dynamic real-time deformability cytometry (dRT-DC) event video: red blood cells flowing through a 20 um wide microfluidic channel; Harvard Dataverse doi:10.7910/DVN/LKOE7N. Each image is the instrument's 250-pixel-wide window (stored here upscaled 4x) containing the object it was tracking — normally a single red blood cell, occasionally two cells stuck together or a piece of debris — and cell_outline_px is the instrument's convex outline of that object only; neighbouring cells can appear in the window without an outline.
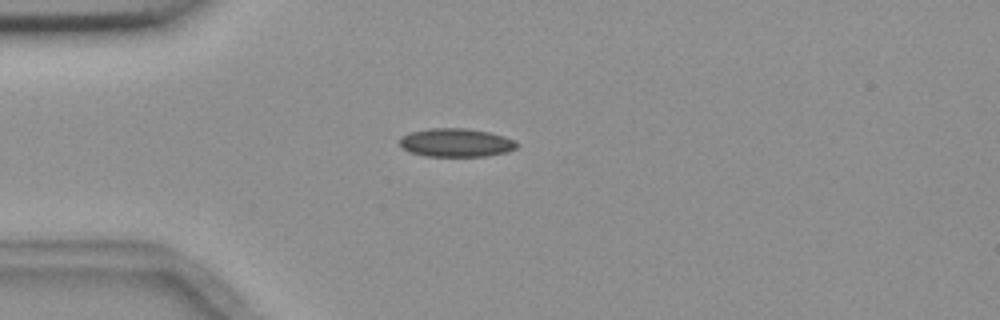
{"species": "common noctule bat (a hibernating species)", "species_latin": "Nyctalus noctula", "temperature_condition": "room temperature", "stored_images_in_passage": 8, "camera_frame_rate_fps": 3000, "um_per_image_px": 0.085, "animal": {"sex": "female", "body_mass_g": 18.4}, "frame": {"image": 1, "passage_image": 3, "time_ms": 3.333, "image_size_px": [1000, 320], "cell_outline_px": [[520, 144], [516, 148], [508, 152], [488, 156], [424, 156], [408, 152], [400, 148], [400, 136], [412, 132], [432, 128], [464, 128], [488, 132], [504, 136], [516, 140]], "centroid_in_image_um": [38.77, 12.14], "position_along_channel_um": 46.2, "area_um2": 19.65}}
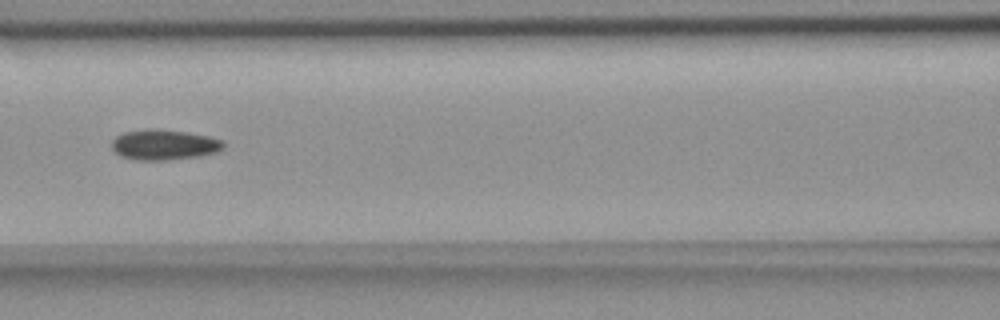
{"frame": {"image": 2, "passage_image": 6, "time_ms": 6.667, "image_size_px": [1000, 320], "cell_outline_px": [[224, 148], [216, 152], [200, 156], [168, 160], [136, 160], [120, 156], [112, 148], [112, 140], [116, 136], [124, 132], [148, 128], [156, 128], [184, 132], [208, 136], [224, 140]], "centroid_in_image_um": [13.94, 12.3], "position_along_channel_um": 152.7, "area_um2": 19.88}}
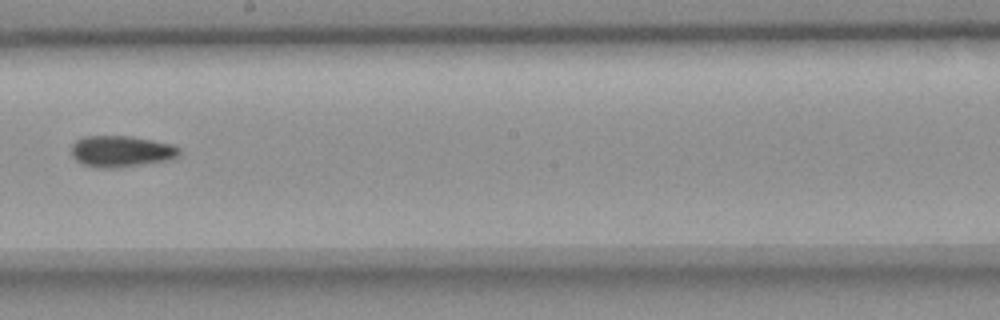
{"frame": {"image": 3, "passage_image": 8, "time_ms": 9.0, "image_size_px": [1000, 320], "cell_outline_px": [[180, 152], [176, 156], [168, 160], [116, 168], [96, 168], [80, 164], [72, 156], [72, 144], [76, 140], [84, 136], [132, 136], [172, 144], [180, 148]], "centroid_in_image_um": [10.26, 12.86], "position_along_channel_um": 237.9, "area_um2": 19.77}}